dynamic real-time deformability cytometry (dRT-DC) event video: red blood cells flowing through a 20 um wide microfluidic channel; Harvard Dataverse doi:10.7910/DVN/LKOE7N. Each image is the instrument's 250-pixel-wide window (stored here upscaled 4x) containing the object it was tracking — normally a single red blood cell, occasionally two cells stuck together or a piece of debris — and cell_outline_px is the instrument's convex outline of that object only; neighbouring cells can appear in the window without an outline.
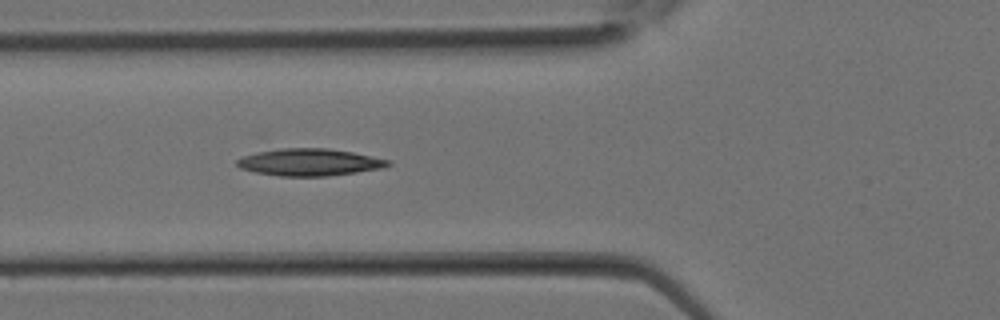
{"species": "Egyptian fruit bat (a non-hibernating species)", "species_latin": "Rousettus aegyptiacus", "temperature_condition": "room temperature", "stored_images_in_passage": 10, "camera_frame_rate_fps": 3000, "um_per_image_px": 0.085, "animal": {"sex": "female"}, "frame": {"image": 1, "passage_image": 10, "time_ms": 3.0, "image_size_px": [1000, 320], "cell_outline_px": [[392, 164], [384, 168], [328, 176], [280, 176], [256, 172], [240, 168], [236, 164], [236, 160], [240, 156], [256, 152], [280, 148], [328, 148], [352, 152], [392, 160]], "centroid_in_image_um": [26.31, 13.78], "position_along_channel_um": 99.5, "area_um2": 24.04}}